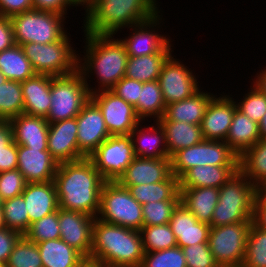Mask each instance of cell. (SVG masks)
I'll use <instances>...</instances> for the list:
<instances>
[{
    "label": "cell",
    "mask_w": 266,
    "mask_h": 267,
    "mask_svg": "<svg viewBox=\"0 0 266 267\" xmlns=\"http://www.w3.org/2000/svg\"><path fill=\"white\" fill-rule=\"evenodd\" d=\"M53 182L59 208L98 216L105 180L89 158L59 164Z\"/></svg>",
    "instance_id": "cell-1"
},
{
    "label": "cell",
    "mask_w": 266,
    "mask_h": 267,
    "mask_svg": "<svg viewBox=\"0 0 266 267\" xmlns=\"http://www.w3.org/2000/svg\"><path fill=\"white\" fill-rule=\"evenodd\" d=\"M143 255L140 231L95 218L91 262L110 267H140Z\"/></svg>",
    "instance_id": "cell-2"
},
{
    "label": "cell",
    "mask_w": 266,
    "mask_h": 267,
    "mask_svg": "<svg viewBox=\"0 0 266 267\" xmlns=\"http://www.w3.org/2000/svg\"><path fill=\"white\" fill-rule=\"evenodd\" d=\"M85 35L86 55L83 58L84 63L80 64L82 59H79L78 70L85 79L94 70L102 89L99 87L93 92L110 90L125 76L128 59L126 49L120 39H113V35Z\"/></svg>",
    "instance_id": "cell-3"
},
{
    "label": "cell",
    "mask_w": 266,
    "mask_h": 267,
    "mask_svg": "<svg viewBox=\"0 0 266 267\" xmlns=\"http://www.w3.org/2000/svg\"><path fill=\"white\" fill-rule=\"evenodd\" d=\"M157 8L156 0H99L86 14L84 32L114 35L122 27L148 20L159 12Z\"/></svg>",
    "instance_id": "cell-4"
},
{
    "label": "cell",
    "mask_w": 266,
    "mask_h": 267,
    "mask_svg": "<svg viewBox=\"0 0 266 267\" xmlns=\"http://www.w3.org/2000/svg\"><path fill=\"white\" fill-rule=\"evenodd\" d=\"M258 188L238 170L219 188V201L210 226L218 227L238 222H252Z\"/></svg>",
    "instance_id": "cell-5"
},
{
    "label": "cell",
    "mask_w": 266,
    "mask_h": 267,
    "mask_svg": "<svg viewBox=\"0 0 266 267\" xmlns=\"http://www.w3.org/2000/svg\"><path fill=\"white\" fill-rule=\"evenodd\" d=\"M93 90L79 70L70 75L54 77L50 90V110L45 119L53 123L77 117L90 100Z\"/></svg>",
    "instance_id": "cell-6"
},
{
    "label": "cell",
    "mask_w": 266,
    "mask_h": 267,
    "mask_svg": "<svg viewBox=\"0 0 266 267\" xmlns=\"http://www.w3.org/2000/svg\"><path fill=\"white\" fill-rule=\"evenodd\" d=\"M69 37L49 44L24 43L21 45L36 74L60 77L78 70L79 58L69 43Z\"/></svg>",
    "instance_id": "cell-7"
},
{
    "label": "cell",
    "mask_w": 266,
    "mask_h": 267,
    "mask_svg": "<svg viewBox=\"0 0 266 267\" xmlns=\"http://www.w3.org/2000/svg\"><path fill=\"white\" fill-rule=\"evenodd\" d=\"M98 216L96 218L103 222L137 231L143 227L142 205L117 181L104 182Z\"/></svg>",
    "instance_id": "cell-8"
},
{
    "label": "cell",
    "mask_w": 266,
    "mask_h": 267,
    "mask_svg": "<svg viewBox=\"0 0 266 267\" xmlns=\"http://www.w3.org/2000/svg\"><path fill=\"white\" fill-rule=\"evenodd\" d=\"M64 18L56 12L36 9L10 17L15 43L49 44L64 38L67 35L62 27Z\"/></svg>",
    "instance_id": "cell-9"
},
{
    "label": "cell",
    "mask_w": 266,
    "mask_h": 267,
    "mask_svg": "<svg viewBox=\"0 0 266 267\" xmlns=\"http://www.w3.org/2000/svg\"><path fill=\"white\" fill-rule=\"evenodd\" d=\"M172 174L180 179L196 166H239V155L225 142L203 140L188 148L175 152L171 157Z\"/></svg>",
    "instance_id": "cell-10"
},
{
    "label": "cell",
    "mask_w": 266,
    "mask_h": 267,
    "mask_svg": "<svg viewBox=\"0 0 266 267\" xmlns=\"http://www.w3.org/2000/svg\"><path fill=\"white\" fill-rule=\"evenodd\" d=\"M251 223L211 226L208 245L219 267H242Z\"/></svg>",
    "instance_id": "cell-11"
},
{
    "label": "cell",
    "mask_w": 266,
    "mask_h": 267,
    "mask_svg": "<svg viewBox=\"0 0 266 267\" xmlns=\"http://www.w3.org/2000/svg\"><path fill=\"white\" fill-rule=\"evenodd\" d=\"M105 181H117L135 158L130 135H112L88 157Z\"/></svg>",
    "instance_id": "cell-12"
},
{
    "label": "cell",
    "mask_w": 266,
    "mask_h": 267,
    "mask_svg": "<svg viewBox=\"0 0 266 267\" xmlns=\"http://www.w3.org/2000/svg\"><path fill=\"white\" fill-rule=\"evenodd\" d=\"M90 99L99 107L109 134L130 135L141 122L135 107L114 94L111 90H99Z\"/></svg>",
    "instance_id": "cell-13"
},
{
    "label": "cell",
    "mask_w": 266,
    "mask_h": 267,
    "mask_svg": "<svg viewBox=\"0 0 266 267\" xmlns=\"http://www.w3.org/2000/svg\"><path fill=\"white\" fill-rule=\"evenodd\" d=\"M192 74V71L173 58L172 54L168 57L158 78L166 105L184 100L200 89L196 76Z\"/></svg>",
    "instance_id": "cell-14"
},
{
    "label": "cell",
    "mask_w": 266,
    "mask_h": 267,
    "mask_svg": "<svg viewBox=\"0 0 266 267\" xmlns=\"http://www.w3.org/2000/svg\"><path fill=\"white\" fill-rule=\"evenodd\" d=\"M95 218L83 212L58 208L60 238L88 261H90Z\"/></svg>",
    "instance_id": "cell-15"
},
{
    "label": "cell",
    "mask_w": 266,
    "mask_h": 267,
    "mask_svg": "<svg viewBox=\"0 0 266 267\" xmlns=\"http://www.w3.org/2000/svg\"><path fill=\"white\" fill-rule=\"evenodd\" d=\"M79 153L88 158L111 135L99 107L90 99L76 117Z\"/></svg>",
    "instance_id": "cell-16"
},
{
    "label": "cell",
    "mask_w": 266,
    "mask_h": 267,
    "mask_svg": "<svg viewBox=\"0 0 266 267\" xmlns=\"http://www.w3.org/2000/svg\"><path fill=\"white\" fill-rule=\"evenodd\" d=\"M157 12L146 21L135 24L134 32L130 37L121 39L128 56L139 57L158 53H171V44L168 38L156 34L155 30L148 29L159 25L160 15ZM148 29V30H147ZM154 32V33H153Z\"/></svg>",
    "instance_id": "cell-17"
},
{
    "label": "cell",
    "mask_w": 266,
    "mask_h": 267,
    "mask_svg": "<svg viewBox=\"0 0 266 267\" xmlns=\"http://www.w3.org/2000/svg\"><path fill=\"white\" fill-rule=\"evenodd\" d=\"M77 129L76 117L49 123L48 151L59 164L84 158L78 149Z\"/></svg>",
    "instance_id": "cell-18"
},
{
    "label": "cell",
    "mask_w": 266,
    "mask_h": 267,
    "mask_svg": "<svg viewBox=\"0 0 266 267\" xmlns=\"http://www.w3.org/2000/svg\"><path fill=\"white\" fill-rule=\"evenodd\" d=\"M170 158L137 157L128 165L117 182L128 188L141 184H153L168 180L172 176Z\"/></svg>",
    "instance_id": "cell-19"
},
{
    "label": "cell",
    "mask_w": 266,
    "mask_h": 267,
    "mask_svg": "<svg viewBox=\"0 0 266 267\" xmlns=\"http://www.w3.org/2000/svg\"><path fill=\"white\" fill-rule=\"evenodd\" d=\"M17 161V169L27 183L53 181L59 165L48 149L28 148L22 145H17Z\"/></svg>",
    "instance_id": "cell-20"
},
{
    "label": "cell",
    "mask_w": 266,
    "mask_h": 267,
    "mask_svg": "<svg viewBox=\"0 0 266 267\" xmlns=\"http://www.w3.org/2000/svg\"><path fill=\"white\" fill-rule=\"evenodd\" d=\"M236 109L232 97H214L200 125L204 140L225 141Z\"/></svg>",
    "instance_id": "cell-21"
},
{
    "label": "cell",
    "mask_w": 266,
    "mask_h": 267,
    "mask_svg": "<svg viewBox=\"0 0 266 267\" xmlns=\"http://www.w3.org/2000/svg\"><path fill=\"white\" fill-rule=\"evenodd\" d=\"M169 224L180 248L208 243L211 226L199 222L181 201L173 209Z\"/></svg>",
    "instance_id": "cell-22"
},
{
    "label": "cell",
    "mask_w": 266,
    "mask_h": 267,
    "mask_svg": "<svg viewBox=\"0 0 266 267\" xmlns=\"http://www.w3.org/2000/svg\"><path fill=\"white\" fill-rule=\"evenodd\" d=\"M22 195L29 215V227L59 208L53 181L27 183Z\"/></svg>",
    "instance_id": "cell-23"
},
{
    "label": "cell",
    "mask_w": 266,
    "mask_h": 267,
    "mask_svg": "<svg viewBox=\"0 0 266 267\" xmlns=\"http://www.w3.org/2000/svg\"><path fill=\"white\" fill-rule=\"evenodd\" d=\"M14 142L28 148L48 149L49 123L45 117L20 114L10 120Z\"/></svg>",
    "instance_id": "cell-24"
},
{
    "label": "cell",
    "mask_w": 266,
    "mask_h": 267,
    "mask_svg": "<svg viewBox=\"0 0 266 267\" xmlns=\"http://www.w3.org/2000/svg\"><path fill=\"white\" fill-rule=\"evenodd\" d=\"M53 76L35 74L21 82L24 114L46 117L50 110V90Z\"/></svg>",
    "instance_id": "cell-25"
},
{
    "label": "cell",
    "mask_w": 266,
    "mask_h": 267,
    "mask_svg": "<svg viewBox=\"0 0 266 267\" xmlns=\"http://www.w3.org/2000/svg\"><path fill=\"white\" fill-rule=\"evenodd\" d=\"M213 94L204 93L200 89L192 96L166 105L164 115L158 121H177L201 125L202 118L206 114Z\"/></svg>",
    "instance_id": "cell-26"
},
{
    "label": "cell",
    "mask_w": 266,
    "mask_h": 267,
    "mask_svg": "<svg viewBox=\"0 0 266 267\" xmlns=\"http://www.w3.org/2000/svg\"><path fill=\"white\" fill-rule=\"evenodd\" d=\"M219 188H180V201L199 222L211 224L213 212L218 203Z\"/></svg>",
    "instance_id": "cell-27"
},
{
    "label": "cell",
    "mask_w": 266,
    "mask_h": 267,
    "mask_svg": "<svg viewBox=\"0 0 266 267\" xmlns=\"http://www.w3.org/2000/svg\"><path fill=\"white\" fill-rule=\"evenodd\" d=\"M238 170L239 166H196L179 179L180 188H220Z\"/></svg>",
    "instance_id": "cell-28"
},
{
    "label": "cell",
    "mask_w": 266,
    "mask_h": 267,
    "mask_svg": "<svg viewBox=\"0 0 266 267\" xmlns=\"http://www.w3.org/2000/svg\"><path fill=\"white\" fill-rule=\"evenodd\" d=\"M156 122L157 127L149 126L146 131L142 129V126L140 127L141 129H138L139 123L130 133L135 156L142 158H170L167 152L164 130L159 122ZM135 136L137 137L135 138Z\"/></svg>",
    "instance_id": "cell-29"
},
{
    "label": "cell",
    "mask_w": 266,
    "mask_h": 267,
    "mask_svg": "<svg viewBox=\"0 0 266 267\" xmlns=\"http://www.w3.org/2000/svg\"><path fill=\"white\" fill-rule=\"evenodd\" d=\"M43 267H81L87 259L61 238L37 243Z\"/></svg>",
    "instance_id": "cell-30"
},
{
    "label": "cell",
    "mask_w": 266,
    "mask_h": 267,
    "mask_svg": "<svg viewBox=\"0 0 266 267\" xmlns=\"http://www.w3.org/2000/svg\"><path fill=\"white\" fill-rule=\"evenodd\" d=\"M165 133L169 157L175 152L196 145L204 140L200 125L177 121H158Z\"/></svg>",
    "instance_id": "cell-31"
},
{
    "label": "cell",
    "mask_w": 266,
    "mask_h": 267,
    "mask_svg": "<svg viewBox=\"0 0 266 267\" xmlns=\"http://www.w3.org/2000/svg\"><path fill=\"white\" fill-rule=\"evenodd\" d=\"M260 139L259 124L236 109L225 142L240 156Z\"/></svg>",
    "instance_id": "cell-32"
},
{
    "label": "cell",
    "mask_w": 266,
    "mask_h": 267,
    "mask_svg": "<svg viewBox=\"0 0 266 267\" xmlns=\"http://www.w3.org/2000/svg\"><path fill=\"white\" fill-rule=\"evenodd\" d=\"M141 205L154 201L180 200L179 179L172 175L168 180L153 184H141L127 188Z\"/></svg>",
    "instance_id": "cell-33"
},
{
    "label": "cell",
    "mask_w": 266,
    "mask_h": 267,
    "mask_svg": "<svg viewBox=\"0 0 266 267\" xmlns=\"http://www.w3.org/2000/svg\"><path fill=\"white\" fill-rule=\"evenodd\" d=\"M239 170L257 188L266 182V138H261L239 156Z\"/></svg>",
    "instance_id": "cell-34"
},
{
    "label": "cell",
    "mask_w": 266,
    "mask_h": 267,
    "mask_svg": "<svg viewBox=\"0 0 266 267\" xmlns=\"http://www.w3.org/2000/svg\"><path fill=\"white\" fill-rule=\"evenodd\" d=\"M170 55L171 53H158L139 57L128 56L125 77L142 83L156 81Z\"/></svg>",
    "instance_id": "cell-35"
},
{
    "label": "cell",
    "mask_w": 266,
    "mask_h": 267,
    "mask_svg": "<svg viewBox=\"0 0 266 267\" xmlns=\"http://www.w3.org/2000/svg\"><path fill=\"white\" fill-rule=\"evenodd\" d=\"M0 71L7 80L18 82H23L36 74L21 45L17 44L0 52Z\"/></svg>",
    "instance_id": "cell-36"
},
{
    "label": "cell",
    "mask_w": 266,
    "mask_h": 267,
    "mask_svg": "<svg viewBox=\"0 0 266 267\" xmlns=\"http://www.w3.org/2000/svg\"><path fill=\"white\" fill-rule=\"evenodd\" d=\"M165 108L166 104L158 80L143 83L135 108L140 120L154 116L153 118H157L155 120L158 121L163 117Z\"/></svg>",
    "instance_id": "cell-37"
},
{
    "label": "cell",
    "mask_w": 266,
    "mask_h": 267,
    "mask_svg": "<svg viewBox=\"0 0 266 267\" xmlns=\"http://www.w3.org/2000/svg\"><path fill=\"white\" fill-rule=\"evenodd\" d=\"M24 99L21 82L6 80L0 85V120H11L23 114Z\"/></svg>",
    "instance_id": "cell-38"
},
{
    "label": "cell",
    "mask_w": 266,
    "mask_h": 267,
    "mask_svg": "<svg viewBox=\"0 0 266 267\" xmlns=\"http://www.w3.org/2000/svg\"><path fill=\"white\" fill-rule=\"evenodd\" d=\"M144 252L161 251L178 246L170 224L143 226L140 230Z\"/></svg>",
    "instance_id": "cell-39"
},
{
    "label": "cell",
    "mask_w": 266,
    "mask_h": 267,
    "mask_svg": "<svg viewBox=\"0 0 266 267\" xmlns=\"http://www.w3.org/2000/svg\"><path fill=\"white\" fill-rule=\"evenodd\" d=\"M242 267H266V229L251 223Z\"/></svg>",
    "instance_id": "cell-40"
},
{
    "label": "cell",
    "mask_w": 266,
    "mask_h": 267,
    "mask_svg": "<svg viewBox=\"0 0 266 267\" xmlns=\"http://www.w3.org/2000/svg\"><path fill=\"white\" fill-rule=\"evenodd\" d=\"M2 209L5 227L24 235L29 229V215L23 195L4 200Z\"/></svg>",
    "instance_id": "cell-41"
},
{
    "label": "cell",
    "mask_w": 266,
    "mask_h": 267,
    "mask_svg": "<svg viewBox=\"0 0 266 267\" xmlns=\"http://www.w3.org/2000/svg\"><path fill=\"white\" fill-rule=\"evenodd\" d=\"M7 267H43L37 244L22 235L9 255Z\"/></svg>",
    "instance_id": "cell-42"
},
{
    "label": "cell",
    "mask_w": 266,
    "mask_h": 267,
    "mask_svg": "<svg viewBox=\"0 0 266 267\" xmlns=\"http://www.w3.org/2000/svg\"><path fill=\"white\" fill-rule=\"evenodd\" d=\"M17 144L10 120H0V173L17 169Z\"/></svg>",
    "instance_id": "cell-43"
},
{
    "label": "cell",
    "mask_w": 266,
    "mask_h": 267,
    "mask_svg": "<svg viewBox=\"0 0 266 267\" xmlns=\"http://www.w3.org/2000/svg\"><path fill=\"white\" fill-rule=\"evenodd\" d=\"M24 236L36 244L47 240L60 239L58 210L31 223Z\"/></svg>",
    "instance_id": "cell-44"
},
{
    "label": "cell",
    "mask_w": 266,
    "mask_h": 267,
    "mask_svg": "<svg viewBox=\"0 0 266 267\" xmlns=\"http://www.w3.org/2000/svg\"><path fill=\"white\" fill-rule=\"evenodd\" d=\"M140 267H187L182 248L179 246L161 251L144 252Z\"/></svg>",
    "instance_id": "cell-45"
},
{
    "label": "cell",
    "mask_w": 266,
    "mask_h": 267,
    "mask_svg": "<svg viewBox=\"0 0 266 267\" xmlns=\"http://www.w3.org/2000/svg\"><path fill=\"white\" fill-rule=\"evenodd\" d=\"M180 200L154 201L142 205L143 226L168 224L175 206Z\"/></svg>",
    "instance_id": "cell-46"
},
{
    "label": "cell",
    "mask_w": 266,
    "mask_h": 267,
    "mask_svg": "<svg viewBox=\"0 0 266 267\" xmlns=\"http://www.w3.org/2000/svg\"><path fill=\"white\" fill-rule=\"evenodd\" d=\"M253 89L244 96L243 101L239 102L237 109L248 116L252 121L259 124L266 113V95L255 85Z\"/></svg>",
    "instance_id": "cell-47"
},
{
    "label": "cell",
    "mask_w": 266,
    "mask_h": 267,
    "mask_svg": "<svg viewBox=\"0 0 266 267\" xmlns=\"http://www.w3.org/2000/svg\"><path fill=\"white\" fill-rule=\"evenodd\" d=\"M26 184V179L18 169L0 173V196L2 200L21 195Z\"/></svg>",
    "instance_id": "cell-48"
},
{
    "label": "cell",
    "mask_w": 266,
    "mask_h": 267,
    "mask_svg": "<svg viewBox=\"0 0 266 267\" xmlns=\"http://www.w3.org/2000/svg\"><path fill=\"white\" fill-rule=\"evenodd\" d=\"M187 267H219L208 243L182 247Z\"/></svg>",
    "instance_id": "cell-49"
},
{
    "label": "cell",
    "mask_w": 266,
    "mask_h": 267,
    "mask_svg": "<svg viewBox=\"0 0 266 267\" xmlns=\"http://www.w3.org/2000/svg\"><path fill=\"white\" fill-rule=\"evenodd\" d=\"M142 85V82L124 76L110 90L136 108Z\"/></svg>",
    "instance_id": "cell-50"
},
{
    "label": "cell",
    "mask_w": 266,
    "mask_h": 267,
    "mask_svg": "<svg viewBox=\"0 0 266 267\" xmlns=\"http://www.w3.org/2000/svg\"><path fill=\"white\" fill-rule=\"evenodd\" d=\"M22 235L16 230L7 227L0 229V261L7 263L14 245Z\"/></svg>",
    "instance_id": "cell-51"
},
{
    "label": "cell",
    "mask_w": 266,
    "mask_h": 267,
    "mask_svg": "<svg viewBox=\"0 0 266 267\" xmlns=\"http://www.w3.org/2000/svg\"><path fill=\"white\" fill-rule=\"evenodd\" d=\"M32 0H0V15L12 17L29 10H32Z\"/></svg>",
    "instance_id": "cell-52"
},
{
    "label": "cell",
    "mask_w": 266,
    "mask_h": 267,
    "mask_svg": "<svg viewBox=\"0 0 266 267\" xmlns=\"http://www.w3.org/2000/svg\"><path fill=\"white\" fill-rule=\"evenodd\" d=\"M15 44L10 18L0 15V52L13 47Z\"/></svg>",
    "instance_id": "cell-53"
},
{
    "label": "cell",
    "mask_w": 266,
    "mask_h": 267,
    "mask_svg": "<svg viewBox=\"0 0 266 267\" xmlns=\"http://www.w3.org/2000/svg\"><path fill=\"white\" fill-rule=\"evenodd\" d=\"M33 8L36 10L56 12L61 15H66L68 0H32Z\"/></svg>",
    "instance_id": "cell-54"
},
{
    "label": "cell",
    "mask_w": 266,
    "mask_h": 267,
    "mask_svg": "<svg viewBox=\"0 0 266 267\" xmlns=\"http://www.w3.org/2000/svg\"><path fill=\"white\" fill-rule=\"evenodd\" d=\"M252 221L257 226L266 229V198L259 191L255 197Z\"/></svg>",
    "instance_id": "cell-55"
},
{
    "label": "cell",
    "mask_w": 266,
    "mask_h": 267,
    "mask_svg": "<svg viewBox=\"0 0 266 267\" xmlns=\"http://www.w3.org/2000/svg\"><path fill=\"white\" fill-rule=\"evenodd\" d=\"M99 0H68V4L69 6H78V5H86L85 9L86 10V14H88V12L97 4Z\"/></svg>",
    "instance_id": "cell-56"
},
{
    "label": "cell",
    "mask_w": 266,
    "mask_h": 267,
    "mask_svg": "<svg viewBox=\"0 0 266 267\" xmlns=\"http://www.w3.org/2000/svg\"><path fill=\"white\" fill-rule=\"evenodd\" d=\"M254 85L266 95V69L258 74Z\"/></svg>",
    "instance_id": "cell-57"
},
{
    "label": "cell",
    "mask_w": 266,
    "mask_h": 267,
    "mask_svg": "<svg viewBox=\"0 0 266 267\" xmlns=\"http://www.w3.org/2000/svg\"><path fill=\"white\" fill-rule=\"evenodd\" d=\"M259 132L261 138H266V113L263 116V119L259 122Z\"/></svg>",
    "instance_id": "cell-58"
},
{
    "label": "cell",
    "mask_w": 266,
    "mask_h": 267,
    "mask_svg": "<svg viewBox=\"0 0 266 267\" xmlns=\"http://www.w3.org/2000/svg\"><path fill=\"white\" fill-rule=\"evenodd\" d=\"M81 267H101V265L87 260Z\"/></svg>",
    "instance_id": "cell-59"
},
{
    "label": "cell",
    "mask_w": 266,
    "mask_h": 267,
    "mask_svg": "<svg viewBox=\"0 0 266 267\" xmlns=\"http://www.w3.org/2000/svg\"><path fill=\"white\" fill-rule=\"evenodd\" d=\"M5 227V222H4V216H3V209L0 207V229Z\"/></svg>",
    "instance_id": "cell-60"
},
{
    "label": "cell",
    "mask_w": 266,
    "mask_h": 267,
    "mask_svg": "<svg viewBox=\"0 0 266 267\" xmlns=\"http://www.w3.org/2000/svg\"><path fill=\"white\" fill-rule=\"evenodd\" d=\"M258 191L266 198V182H264L259 188Z\"/></svg>",
    "instance_id": "cell-61"
},
{
    "label": "cell",
    "mask_w": 266,
    "mask_h": 267,
    "mask_svg": "<svg viewBox=\"0 0 266 267\" xmlns=\"http://www.w3.org/2000/svg\"><path fill=\"white\" fill-rule=\"evenodd\" d=\"M6 77L3 75V73L0 71V85L3 84L6 81Z\"/></svg>",
    "instance_id": "cell-62"
},
{
    "label": "cell",
    "mask_w": 266,
    "mask_h": 267,
    "mask_svg": "<svg viewBox=\"0 0 266 267\" xmlns=\"http://www.w3.org/2000/svg\"><path fill=\"white\" fill-rule=\"evenodd\" d=\"M0 267H7V263L0 261Z\"/></svg>",
    "instance_id": "cell-63"
},
{
    "label": "cell",
    "mask_w": 266,
    "mask_h": 267,
    "mask_svg": "<svg viewBox=\"0 0 266 267\" xmlns=\"http://www.w3.org/2000/svg\"><path fill=\"white\" fill-rule=\"evenodd\" d=\"M2 205H3V200H2V198L0 196V207H2Z\"/></svg>",
    "instance_id": "cell-64"
}]
</instances>
